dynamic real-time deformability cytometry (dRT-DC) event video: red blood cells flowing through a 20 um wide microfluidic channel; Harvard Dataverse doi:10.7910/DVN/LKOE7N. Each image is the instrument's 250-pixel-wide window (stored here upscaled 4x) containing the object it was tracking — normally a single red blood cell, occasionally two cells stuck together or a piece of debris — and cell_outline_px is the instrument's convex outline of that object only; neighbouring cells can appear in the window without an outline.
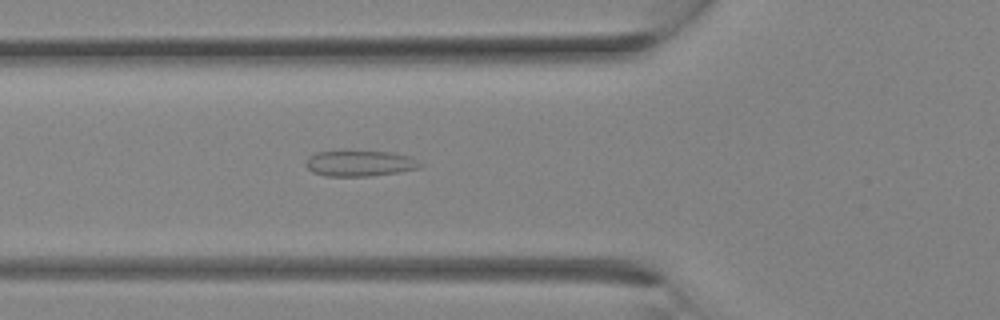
{"species": "Egyptian fruit bat (a non-hibernating species)", "species_latin": "Rousettus aegyptiacus", "temperature_condition": "room temperature", "stored_images_in_passage": 4, "camera_frame_rate_fps": 3000, "um_per_image_px": 0.085, "animal": {"sex": "female"}, "frame": {"image": 1, "passage_image": 4, "time_ms": 3.667, "image_size_px": [1000, 320], "cell_outline_px": [[424, 164], [420, 168], [400, 172], [372, 176], [324, 176], [312, 172], [304, 164], [308, 156], [316, 152], [344, 148], [392, 152], [412, 156]], "centroid_in_image_um": [30.57, 13.84], "position_along_channel_um": 95.2, "area_um2": 18.38}}